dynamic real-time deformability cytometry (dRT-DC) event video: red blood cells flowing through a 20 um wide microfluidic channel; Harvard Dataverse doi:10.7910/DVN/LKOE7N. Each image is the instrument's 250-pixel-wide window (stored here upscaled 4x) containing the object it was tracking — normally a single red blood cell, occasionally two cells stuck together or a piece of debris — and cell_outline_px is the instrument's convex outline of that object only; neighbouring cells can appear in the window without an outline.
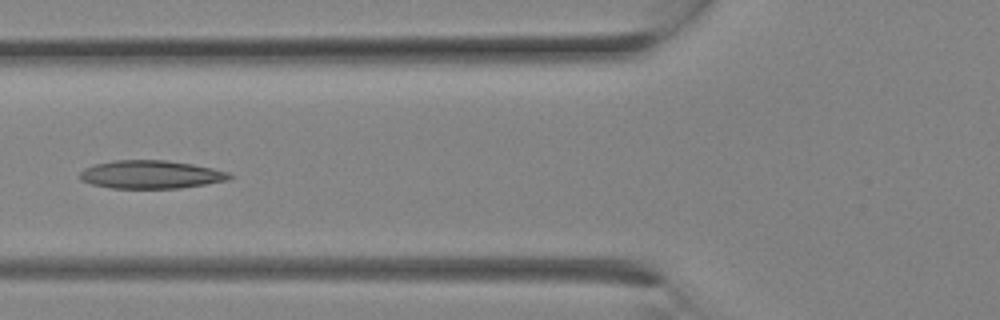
{"species": "Egyptian fruit bat (a non-hibernating species)", "species_latin": "Rousettus aegyptiacus", "temperature_condition": "room temperature", "stored_images_in_passage": 10, "camera_frame_rate_fps": 3000, "um_per_image_px": 0.085, "animal": {"sex": "female"}, "frame": {"image": 1, "passage_image": 9, "time_ms": 2.667, "image_size_px": [1000, 320], "cell_outline_px": [[232, 176], [228, 180], [180, 188], [112, 188], [92, 184], [80, 180], [80, 172], [84, 168], [96, 164], [112, 160], [164, 160], [192, 164], [212, 168], [228, 172]], "centroid_in_image_um": [12.8, 14.83], "position_along_channel_um": 113.0, "area_um2": 24.39}}